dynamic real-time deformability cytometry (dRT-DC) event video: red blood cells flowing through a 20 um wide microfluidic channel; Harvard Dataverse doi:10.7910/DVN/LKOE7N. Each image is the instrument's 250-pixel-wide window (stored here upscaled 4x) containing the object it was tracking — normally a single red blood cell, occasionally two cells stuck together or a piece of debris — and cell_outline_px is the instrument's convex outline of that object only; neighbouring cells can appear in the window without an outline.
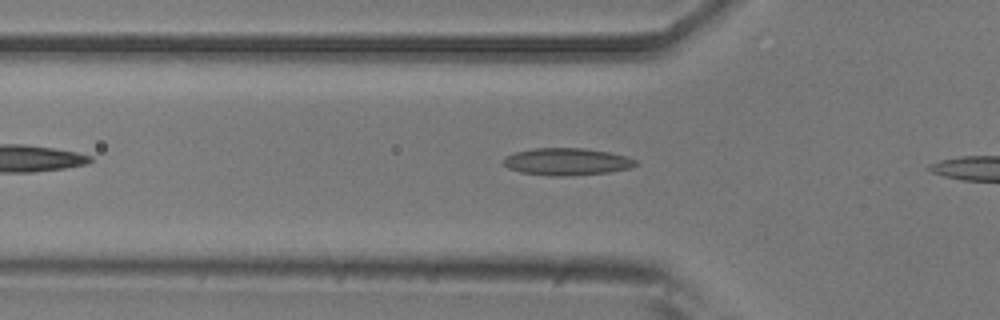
{"species": "common noctule bat (a hibernating species)", "species_latin": "Nyctalus noctula", "temperature_condition": "room temperature", "stored_images_in_passage": 12, "camera_frame_rate_fps": 3000, "um_per_image_px": 0.085, "animal": {"sex": "male", "body_mass_g": 20.5, "forearm_length_mm": 52.5}, "frame": {"image": 1, "passage_image": 3, "time_ms": 0.667, "image_size_px": [1000, 320], "cell_outline_px": [[640, 164], [632, 168], [608, 172], [564, 176], [548, 176], [520, 172], [508, 168], [504, 164], [504, 156], [516, 152], [532, 148], [584, 148], [608, 152], [628, 156], [636, 160]], "centroid_in_image_um": [48.21, 13.74], "position_along_channel_um": 77.6, "area_um2": 21.1}}
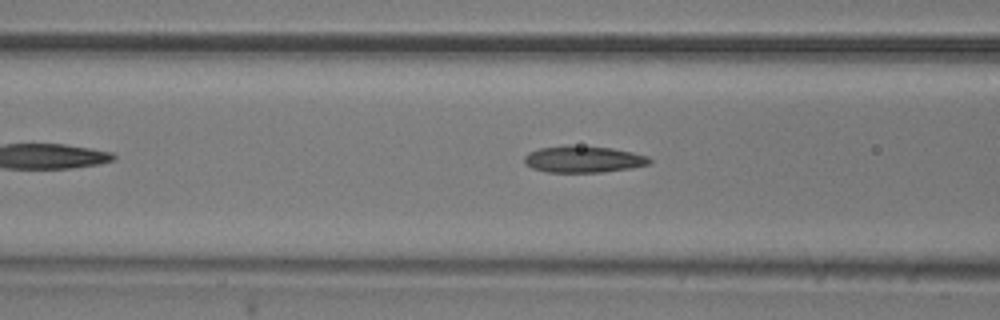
{"frame": {"image": 2, "passage_image": 6, "time_ms": 1.667, "image_size_px": [1000, 320], "cell_outline_px": [[652, 164], [632, 168], [604, 172], [548, 172], [532, 168], [524, 164], [524, 156], [528, 152], [540, 148], [564, 144], [568, 144], [612, 148], [632, 152], [648, 156], [652, 160]], "centroid_in_image_um": [49.59, 13.52], "position_along_channel_um": 117.0, "area_um2": 19.83}}
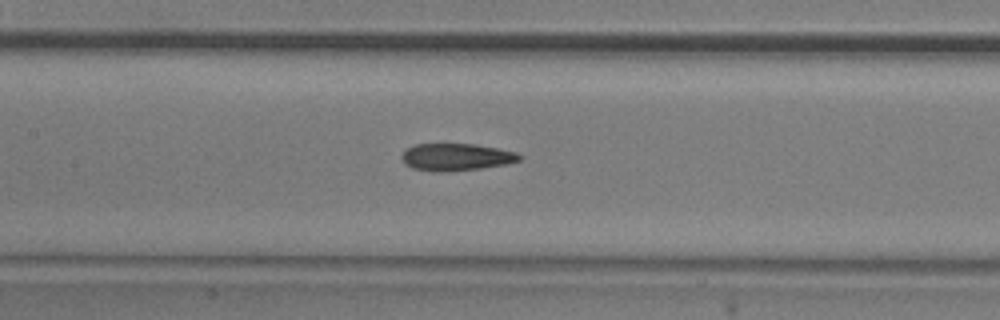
{"frame": {"image": 3, "passage_image": 10, "time_ms": 3.0, "image_size_px": [1000, 320], "cell_outline_px": [[524, 156], [520, 160], [508, 164], [480, 168], [448, 172], [436, 172], [412, 168], [404, 164], [400, 156], [408, 148], [416, 144], [476, 144], [516, 152]], "centroid_in_image_um": [38.79, 13.36], "position_along_channel_um": 168.6, "area_um2": 18.79}}